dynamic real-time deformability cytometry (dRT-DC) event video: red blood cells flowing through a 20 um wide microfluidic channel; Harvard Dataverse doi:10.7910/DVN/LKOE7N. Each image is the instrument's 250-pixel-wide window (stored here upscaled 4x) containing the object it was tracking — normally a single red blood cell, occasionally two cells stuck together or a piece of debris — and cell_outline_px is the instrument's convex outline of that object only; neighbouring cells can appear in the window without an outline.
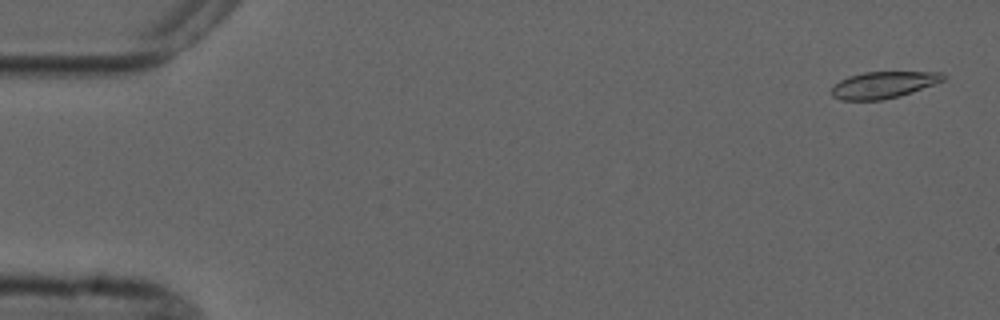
{"species": "common noctule bat (a hibernating species)", "species_latin": "Nyctalus noctula", "temperature_condition": "cold", "stored_images_in_passage": 5, "camera_frame_rate_fps": 3000, "um_per_image_px": 0.085, "animal": {"sex": "male", "forearm_length_mm": 52.5}, "frame": {"image": 1, "passage_image": 1, "time_ms": 0.0, "image_size_px": [1000, 320], "cell_outline_px": [[948, 76], [944, 80], [912, 92], [900, 96], [880, 100], [840, 100], [832, 96], [832, 84], [848, 76], [864, 72], [944, 72]], "centroid_in_image_um": [75.08, 7.21], "position_along_channel_um": 9.9, "area_um2": 17.46}}
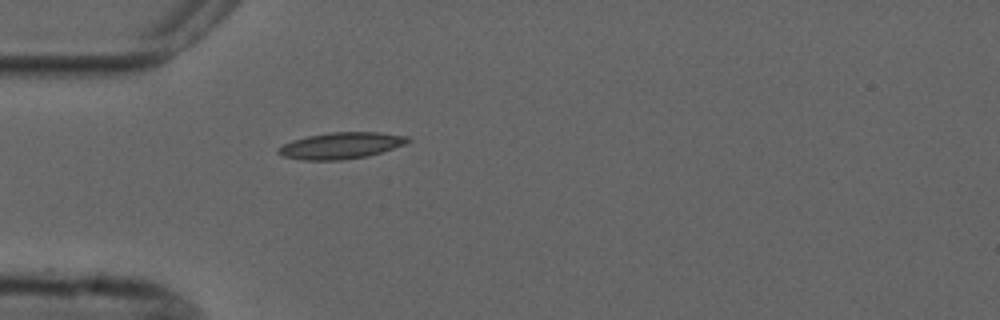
{"frame": {"image": 2, "passage_image": 5, "time_ms": 4.667, "image_size_px": [1000, 320], "cell_outline_px": [[412, 140], [404, 144], [368, 156], [340, 160], [304, 160], [284, 156], [276, 152], [276, 148], [292, 140], [308, 136], [328, 132], [380, 132], [408, 136]], "centroid_in_image_um": [28.97, 12.36], "position_along_channel_um": 56.0, "area_um2": 19.88}}